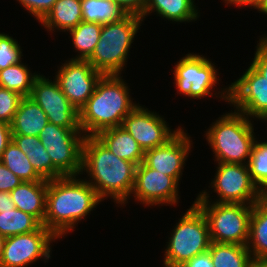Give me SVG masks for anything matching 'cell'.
<instances>
[{
	"mask_svg": "<svg viewBox=\"0 0 267 267\" xmlns=\"http://www.w3.org/2000/svg\"><path fill=\"white\" fill-rule=\"evenodd\" d=\"M3 241H4V237L2 235H0V256H1V249L3 246Z\"/></svg>",
	"mask_w": 267,
	"mask_h": 267,
	"instance_id": "44",
	"label": "cell"
},
{
	"mask_svg": "<svg viewBox=\"0 0 267 267\" xmlns=\"http://www.w3.org/2000/svg\"><path fill=\"white\" fill-rule=\"evenodd\" d=\"M224 2L225 4L227 3V5L232 4L238 7L248 6L249 8L253 6L254 9H257L262 0H224Z\"/></svg>",
	"mask_w": 267,
	"mask_h": 267,
	"instance_id": "41",
	"label": "cell"
},
{
	"mask_svg": "<svg viewBox=\"0 0 267 267\" xmlns=\"http://www.w3.org/2000/svg\"><path fill=\"white\" fill-rule=\"evenodd\" d=\"M82 20L99 24L117 22L127 12L114 0H81Z\"/></svg>",
	"mask_w": 267,
	"mask_h": 267,
	"instance_id": "26",
	"label": "cell"
},
{
	"mask_svg": "<svg viewBox=\"0 0 267 267\" xmlns=\"http://www.w3.org/2000/svg\"><path fill=\"white\" fill-rule=\"evenodd\" d=\"M22 98L19 93L0 86V121L12 123Z\"/></svg>",
	"mask_w": 267,
	"mask_h": 267,
	"instance_id": "33",
	"label": "cell"
},
{
	"mask_svg": "<svg viewBox=\"0 0 267 267\" xmlns=\"http://www.w3.org/2000/svg\"><path fill=\"white\" fill-rule=\"evenodd\" d=\"M77 176L47 181L46 213L43 226L57 238L75 228L102 201L95 189Z\"/></svg>",
	"mask_w": 267,
	"mask_h": 267,
	"instance_id": "2",
	"label": "cell"
},
{
	"mask_svg": "<svg viewBox=\"0 0 267 267\" xmlns=\"http://www.w3.org/2000/svg\"><path fill=\"white\" fill-rule=\"evenodd\" d=\"M251 65L267 79V36L259 39Z\"/></svg>",
	"mask_w": 267,
	"mask_h": 267,
	"instance_id": "35",
	"label": "cell"
},
{
	"mask_svg": "<svg viewBox=\"0 0 267 267\" xmlns=\"http://www.w3.org/2000/svg\"><path fill=\"white\" fill-rule=\"evenodd\" d=\"M179 183L171 176L147 167L143 162L137 166L132 194L134 199L147 206L178 202Z\"/></svg>",
	"mask_w": 267,
	"mask_h": 267,
	"instance_id": "16",
	"label": "cell"
},
{
	"mask_svg": "<svg viewBox=\"0 0 267 267\" xmlns=\"http://www.w3.org/2000/svg\"><path fill=\"white\" fill-rule=\"evenodd\" d=\"M40 22L57 0H17Z\"/></svg>",
	"mask_w": 267,
	"mask_h": 267,
	"instance_id": "34",
	"label": "cell"
},
{
	"mask_svg": "<svg viewBox=\"0 0 267 267\" xmlns=\"http://www.w3.org/2000/svg\"><path fill=\"white\" fill-rule=\"evenodd\" d=\"M82 20L81 0H57L40 21L48 31L64 32L76 27Z\"/></svg>",
	"mask_w": 267,
	"mask_h": 267,
	"instance_id": "23",
	"label": "cell"
},
{
	"mask_svg": "<svg viewBox=\"0 0 267 267\" xmlns=\"http://www.w3.org/2000/svg\"><path fill=\"white\" fill-rule=\"evenodd\" d=\"M96 137L120 159L128 160L137 166L143 162L145 152L121 126L102 130Z\"/></svg>",
	"mask_w": 267,
	"mask_h": 267,
	"instance_id": "19",
	"label": "cell"
},
{
	"mask_svg": "<svg viewBox=\"0 0 267 267\" xmlns=\"http://www.w3.org/2000/svg\"><path fill=\"white\" fill-rule=\"evenodd\" d=\"M246 247L254 261L267 260V194L253 204Z\"/></svg>",
	"mask_w": 267,
	"mask_h": 267,
	"instance_id": "20",
	"label": "cell"
},
{
	"mask_svg": "<svg viewBox=\"0 0 267 267\" xmlns=\"http://www.w3.org/2000/svg\"><path fill=\"white\" fill-rule=\"evenodd\" d=\"M121 6L127 14H136L141 16L144 12L147 0H114Z\"/></svg>",
	"mask_w": 267,
	"mask_h": 267,
	"instance_id": "37",
	"label": "cell"
},
{
	"mask_svg": "<svg viewBox=\"0 0 267 267\" xmlns=\"http://www.w3.org/2000/svg\"><path fill=\"white\" fill-rule=\"evenodd\" d=\"M38 76V74L31 73L30 69L20 61L0 70V86L17 92L23 97H28Z\"/></svg>",
	"mask_w": 267,
	"mask_h": 267,
	"instance_id": "27",
	"label": "cell"
},
{
	"mask_svg": "<svg viewBox=\"0 0 267 267\" xmlns=\"http://www.w3.org/2000/svg\"><path fill=\"white\" fill-rule=\"evenodd\" d=\"M252 267H267V260L254 261Z\"/></svg>",
	"mask_w": 267,
	"mask_h": 267,
	"instance_id": "43",
	"label": "cell"
},
{
	"mask_svg": "<svg viewBox=\"0 0 267 267\" xmlns=\"http://www.w3.org/2000/svg\"><path fill=\"white\" fill-rule=\"evenodd\" d=\"M21 50L16 39L0 33V70L19 63L23 56Z\"/></svg>",
	"mask_w": 267,
	"mask_h": 267,
	"instance_id": "32",
	"label": "cell"
},
{
	"mask_svg": "<svg viewBox=\"0 0 267 267\" xmlns=\"http://www.w3.org/2000/svg\"><path fill=\"white\" fill-rule=\"evenodd\" d=\"M56 239L43 225L36 231L4 238L0 267H27L39 258L49 260L50 244Z\"/></svg>",
	"mask_w": 267,
	"mask_h": 267,
	"instance_id": "10",
	"label": "cell"
},
{
	"mask_svg": "<svg viewBox=\"0 0 267 267\" xmlns=\"http://www.w3.org/2000/svg\"><path fill=\"white\" fill-rule=\"evenodd\" d=\"M136 168V164L110 152L96 136H85L81 174H89L91 179L86 181L102 201L111 197L120 205L126 204L134 189Z\"/></svg>",
	"mask_w": 267,
	"mask_h": 267,
	"instance_id": "1",
	"label": "cell"
},
{
	"mask_svg": "<svg viewBox=\"0 0 267 267\" xmlns=\"http://www.w3.org/2000/svg\"><path fill=\"white\" fill-rule=\"evenodd\" d=\"M15 208L10 192L0 191V211L13 210Z\"/></svg>",
	"mask_w": 267,
	"mask_h": 267,
	"instance_id": "40",
	"label": "cell"
},
{
	"mask_svg": "<svg viewBox=\"0 0 267 267\" xmlns=\"http://www.w3.org/2000/svg\"><path fill=\"white\" fill-rule=\"evenodd\" d=\"M169 239L163 266L181 267L196 255L208 251L211 244L208 223L194 203L179 219Z\"/></svg>",
	"mask_w": 267,
	"mask_h": 267,
	"instance_id": "7",
	"label": "cell"
},
{
	"mask_svg": "<svg viewBox=\"0 0 267 267\" xmlns=\"http://www.w3.org/2000/svg\"><path fill=\"white\" fill-rule=\"evenodd\" d=\"M187 135L182 128L166 144L145 151L143 163L149 168L173 177L179 183L185 161L192 148V141Z\"/></svg>",
	"mask_w": 267,
	"mask_h": 267,
	"instance_id": "17",
	"label": "cell"
},
{
	"mask_svg": "<svg viewBox=\"0 0 267 267\" xmlns=\"http://www.w3.org/2000/svg\"><path fill=\"white\" fill-rule=\"evenodd\" d=\"M197 11L194 0H147L141 17L145 20L147 15L156 12L168 21L192 22L199 17Z\"/></svg>",
	"mask_w": 267,
	"mask_h": 267,
	"instance_id": "24",
	"label": "cell"
},
{
	"mask_svg": "<svg viewBox=\"0 0 267 267\" xmlns=\"http://www.w3.org/2000/svg\"><path fill=\"white\" fill-rule=\"evenodd\" d=\"M214 267H252L254 260L246 246L211 241L208 249Z\"/></svg>",
	"mask_w": 267,
	"mask_h": 267,
	"instance_id": "25",
	"label": "cell"
},
{
	"mask_svg": "<svg viewBox=\"0 0 267 267\" xmlns=\"http://www.w3.org/2000/svg\"><path fill=\"white\" fill-rule=\"evenodd\" d=\"M12 140L29 158L36 173L44 180H53L63 175L53 166L52 160L37 136L12 135Z\"/></svg>",
	"mask_w": 267,
	"mask_h": 267,
	"instance_id": "21",
	"label": "cell"
},
{
	"mask_svg": "<svg viewBox=\"0 0 267 267\" xmlns=\"http://www.w3.org/2000/svg\"><path fill=\"white\" fill-rule=\"evenodd\" d=\"M162 116L137 105L124 119L121 127L137 141L143 151L166 144L179 131L171 130Z\"/></svg>",
	"mask_w": 267,
	"mask_h": 267,
	"instance_id": "15",
	"label": "cell"
},
{
	"mask_svg": "<svg viewBox=\"0 0 267 267\" xmlns=\"http://www.w3.org/2000/svg\"><path fill=\"white\" fill-rule=\"evenodd\" d=\"M212 124L205 136L217 162L248 164L256 140L250 118L234 110Z\"/></svg>",
	"mask_w": 267,
	"mask_h": 267,
	"instance_id": "4",
	"label": "cell"
},
{
	"mask_svg": "<svg viewBox=\"0 0 267 267\" xmlns=\"http://www.w3.org/2000/svg\"><path fill=\"white\" fill-rule=\"evenodd\" d=\"M47 181L22 182L11 192L17 209L29 213L42 224L46 213Z\"/></svg>",
	"mask_w": 267,
	"mask_h": 267,
	"instance_id": "18",
	"label": "cell"
},
{
	"mask_svg": "<svg viewBox=\"0 0 267 267\" xmlns=\"http://www.w3.org/2000/svg\"><path fill=\"white\" fill-rule=\"evenodd\" d=\"M0 161L23 182L47 181L36 173L29 158L18 148L13 140L6 147Z\"/></svg>",
	"mask_w": 267,
	"mask_h": 267,
	"instance_id": "30",
	"label": "cell"
},
{
	"mask_svg": "<svg viewBox=\"0 0 267 267\" xmlns=\"http://www.w3.org/2000/svg\"><path fill=\"white\" fill-rule=\"evenodd\" d=\"M39 140L49 154L53 166L63 176H78L82 170V146L85 134L48 123Z\"/></svg>",
	"mask_w": 267,
	"mask_h": 267,
	"instance_id": "8",
	"label": "cell"
},
{
	"mask_svg": "<svg viewBox=\"0 0 267 267\" xmlns=\"http://www.w3.org/2000/svg\"><path fill=\"white\" fill-rule=\"evenodd\" d=\"M101 29L102 24L84 21L70 29L73 46L78 51V56L71 59L87 60L95 50Z\"/></svg>",
	"mask_w": 267,
	"mask_h": 267,
	"instance_id": "29",
	"label": "cell"
},
{
	"mask_svg": "<svg viewBox=\"0 0 267 267\" xmlns=\"http://www.w3.org/2000/svg\"><path fill=\"white\" fill-rule=\"evenodd\" d=\"M257 9L260 13L262 12L267 15V0H262Z\"/></svg>",
	"mask_w": 267,
	"mask_h": 267,
	"instance_id": "42",
	"label": "cell"
},
{
	"mask_svg": "<svg viewBox=\"0 0 267 267\" xmlns=\"http://www.w3.org/2000/svg\"><path fill=\"white\" fill-rule=\"evenodd\" d=\"M247 162L253 182L264 194H267V141L255 140Z\"/></svg>",
	"mask_w": 267,
	"mask_h": 267,
	"instance_id": "31",
	"label": "cell"
},
{
	"mask_svg": "<svg viewBox=\"0 0 267 267\" xmlns=\"http://www.w3.org/2000/svg\"><path fill=\"white\" fill-rule=\"evenodd\" d=\"M121 75H103L87 103L79 111V125L85 136L122 125L123 119L137 106Z\"/></svg>",
	"mask_w": 267,
	"mask_h": 267,
	"instance_id": "3",
	"label": "cell"
},
{
	"mask_svg": "<svg viewBox=\"0 0 267 267\" xmlns=\"http://www.w3.org/2000/svg\"><path fill=\"white\" fill-rule=\"evenodd\" d=\"M216 170L211 187L218 193L217 203L253 205L264 195L253 182L247 164L218 163Z\"/></svg>",
	"mask_w": 267,
	"mask_h": 267,
	"instance_id": "11",
	"label": "cell"
},
{
	"mask_svg": "<svg viewBox=\"0 0 267 267\" xmlns=\"http://www.w3.org/2000/svg\"><path fill=\"white\" fill-rule=\"evenodd\" d=\"M29 97L45 112L48 123L81 130L79 111L69 102L55 79L52 81L39 74Z\"/></svg>",
	"mask_w": 267,
	"mask_h": 267,
	"instance_id": "13",
	"label": "cell"
},
{
	"mask_svg": "<svg viewBox=\"0 0 267 267\" xmlns=\"http://www.w3.org/2000/svg\"><path fill=\"white\" fill-rule=\"evenodd\" d=\"M11 141L12 131L10 124L0 121V159Z\"/></svg>",
	"mask_w": 267,
	"mask_h": 267,
	"instance_id": "38",
	"label": "cell"
},
{
	"mask_svg": "<svg viewBox=\"0 0 267 267\" xmlns=\"http://www.w3.org/2000/svg\"><path fill=\"white\" fill-rule=\"evenodd\" d=\"M42 223L17 208L0 211V235L4 238L38 230Z\"/></svg>",
	"mask_w": 267,
	"mask_h": 267,
	"instance_id": "28",
	"label": "cell"
},
{
	"mask_svg": "<svg viewBox=\"0 0 267 267\" xmlns=\"http://www.w3.org/2000/svg\"><path fill=\"white\" fill-rule=\"evenodd\" d=\"M209 195L205 190L200 192L194 204L207 220L211 241L246 246L253 205L212 202Z\"/></svg>",
	"mask_w": 267,
	"mask_h": 267,
	"instance_id": "6",
	"label": "cell"
},
{
	"mask_svg": "<svg viewBox=\"0 0 267 267\" xmlns=\"http://www.w3.org/2000/svg\"><path fill=\"white\" fill-rule=\"evenodd\" d=\"M181 267H214L209 251L196 255Z\"/></svg>",
	"mask_w": 267,
	"mask_h": 267,
	"instance_id": "39",
	"label": "cell"
},
{
	"mask_svg": "<svg viewBox=\"0 0 267 267\" xmlns=\"http://www.w3.org/2000/svg\"><path fill=\"white\" fill-rule=\"evenodd\" d=\"M142 21L139 15L127 14L117 22L103 24L99 41L87 61L103 75H121Z\"/></svg>",
	"mask_w": 267,
	"mask_h": 267,
	"instance_id": "5",
	"label": "cell"
},
{
	"mask_svg": "<svg viewBox=\"0 0 267 267\" xmlns=\"http://www.w3.org/2000/svg\"><path fill=\"white\" fill-rule=\"evenodd\" d=\"M48 124L47 115L29 96L23 97L12 120V135L39 136Z\"/></svg>",
	"mask_w": 267,
	"mask_h": 267,
	"instance_id": "22",
	"label": "cell"
},
{
	"mask_svg": "<svg viewBox=\"0 0 267 267\" xmlns=\"http://www.w3.org/2000/svg\"><path fill=\"white\" fill-rule=\"evenodd\" d=\"M62 65L55 80L69 102L80 111L94 93L103 74L96 71L87 60L70 59Z\"/></svg>",
	"mask_w": 267,
	"mask_h": 267,
	"instance_id": "14",
	"label": "cell"
},
{
	"mask_svg": "<svg viewBox=\"0 0 267 267\" xmlns=\"http://www.w3.org/2000/svg\"><path fill=\"white\" fill-rule=\"evenodd\" d=\"M202 55L186 54L174 69V81L179 94L190 98L212 96V88L219 81L215 65Z\"/></svg>",
	"mask_w": 267,
	"mask_h": 267,
	"instance_id": "12",
	"label": "cell"
},
{
	"mask_svg": "<svg viewBox=\"0 0 267 267\" xmlns=\"http://www.w3.org/2000/svg\"><path fill=\"white\" fill-rule=\"evenodd\" d=\"M23 181L0 161V191L11 192Z\"/></svg>",
	"mask_w": 267,
	"mask_h": 267,
	"instance_id": "36",
	"label": "cell"
},
{
	"mask_svg": "<svg viewBox=\"0 0 267 267\" xmlns=\"http://www.w3.org/2000/svg\"><path fill=\"white\" fill-rule=\"evenodd\" d=\"M217 94L248 118L267 120V79L251 64L239 79Z\"/></svg>",
	"mask_w": 267,
	"mask_h": 267,
	"instance_id": "9",
	"label": "cell"
}]
</instances>
